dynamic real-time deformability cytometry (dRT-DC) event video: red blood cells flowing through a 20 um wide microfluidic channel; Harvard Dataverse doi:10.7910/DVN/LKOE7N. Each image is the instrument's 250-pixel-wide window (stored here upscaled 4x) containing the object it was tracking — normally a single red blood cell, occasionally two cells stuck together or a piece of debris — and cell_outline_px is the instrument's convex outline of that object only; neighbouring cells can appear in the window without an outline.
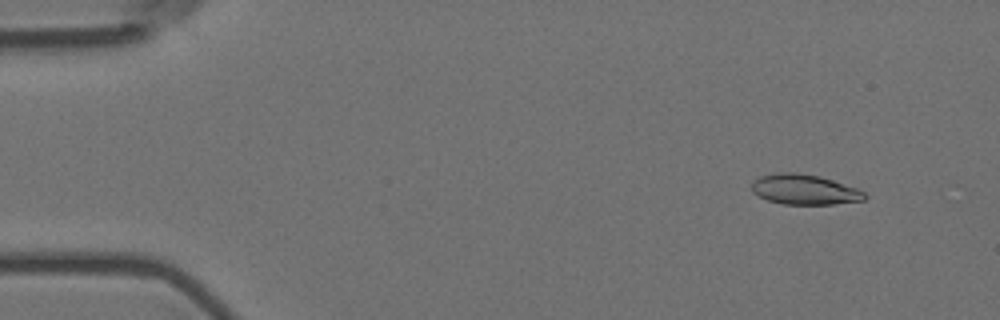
{"species": "Egyptian fruit bat (a non-hibernating species)", "species_latin": "Rousettus aegyptiacus", "temperature_condition": "room temperature", "stored_images_in_passage": 4, "camera_frame_rate_fps": 3000, "um_per_image_px": 0.085, "animal": {"sex": "female"}, "frame": {"image": 1, "passage_image": 1, "time_ms": 0.0, "image_size_px": [1000, 320], "cell_outline_px": [[868, 196], [864, 200], [832, 204], [784, 204], [768, 200], [752, 192], [752, 180], [760, 176], [780, 172], [792, 172], [820, 176], [856, 188], [864, 192]], "centroid_in_image_um": [68.36, 16.1], "position_along_channel_um": 16.6, "area_um2": 19.71}}
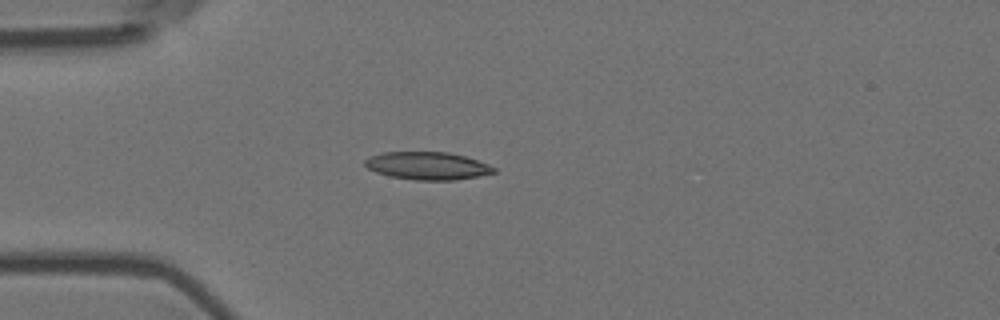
{"frame": {"image": 2, "passage_image": 4, "time_ms": 1.0, "image_size_px": [1000, 320], "cell_outline_px": [[496, 172], [480, 176], [452, 180], [416, 180], [388, 176], [376, 172], [368, 168], [364, 164], [364, 160], [368, 156], [384, 152], [448, 152], [464, 156], [488, 164], [496, 168]], "centroid_in_image_um": [36.31, 14.09], "position_along_channel_um": 48.7, "area_um2": 20.87}}